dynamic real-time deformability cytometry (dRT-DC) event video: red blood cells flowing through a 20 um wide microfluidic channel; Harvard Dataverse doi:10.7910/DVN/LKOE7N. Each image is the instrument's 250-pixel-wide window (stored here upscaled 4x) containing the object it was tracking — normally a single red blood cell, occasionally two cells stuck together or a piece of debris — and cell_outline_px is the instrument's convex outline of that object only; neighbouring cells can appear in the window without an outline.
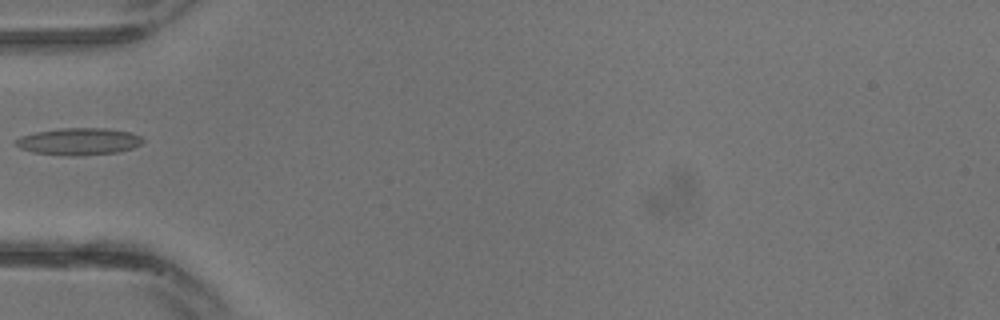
{"species": "common noctule bat (a hibernating species)", "species_latin": "Nyctalus noctula", "temperature_condition": "warm", "stored_images_in_passage": 11, "camera_frame_rate_fps": 3000, "um_per_image_px": 0.085, "animal": {"sex": "male", "body_mass_g": 13.3}, "frame": {"image": 1, "passage_image": 1, "time_ms": 0.0, "image_size_px": [1000, 320], "cell_outline_px": [[144, 140], [140, 144], [132, 148], [116, 152], [80, 156], [64, 156], [32, 152], [20, 148], [12, 144], [12, 140], [20, 136], [36, 132], [60, 128], [104, 128], [128, 132], [140, 136]], "centroid_in_image_um": [6.61, 12.03], "position_along_channel_um": 78.4, "area_um2": 20.17}}
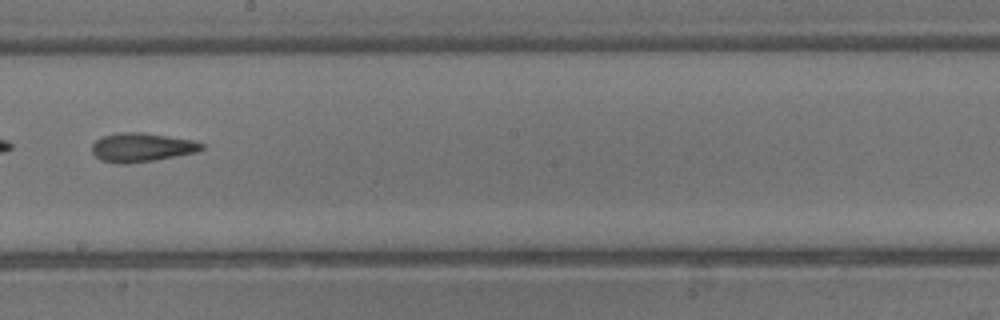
{"frame": {"image": 2, "passage_image": 8, "time_ms": 2.333, "image_size_px": [1000, 320], "cell_outline_px": [[204, 148], [196, 152], [156, 160], [128, 164], [116, 164], [100, 160], [92, 152], [92, 144], [96, 140], [104, 136], [120, 132], [140, 132], [192, 140], [204, 144]], "centroid_in_image_um": [12.02, 12.54], "position_along_channel_um": 236.2, "area_um2": 18.44}}
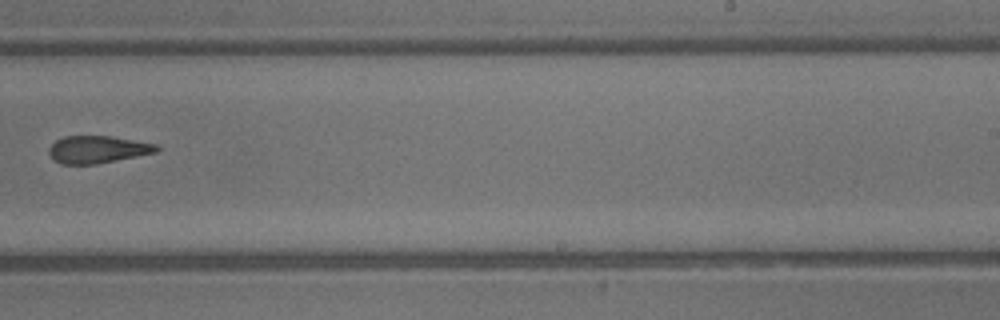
{"frame": {"image": 3, "passage_image": 10, "time_ms": 3.0, "image_size_px": [1000, 320], "cell_outline_px": [[160, 148], [156, 152], [96, 164], [60, 164], [48, 152], [48, 148], [56, 140], [64, 136], [112, 136], [156, 144]], "centroid_in_image_um": [8.28, 12.69], "position_along_channel_um": 280.7, "area_um2": 16.99}}